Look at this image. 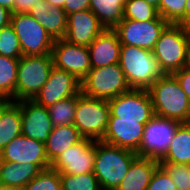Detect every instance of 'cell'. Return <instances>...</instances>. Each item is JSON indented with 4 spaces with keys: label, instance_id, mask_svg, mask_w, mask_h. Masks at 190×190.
<instances>
[{
    "label": "cell",
    "instance_id": "6da1fadb",
    "mask_svg": "<svg viewBox=\"0 0 190 190\" xmlns=\"http://www.w3.org/2000/svg\"><path fill=\"white\" fill-rule=\"evenodd\" d=\"M154 114L180 123H190V102L173 74H164L148 89Z\"/></svg>",
    "mask_w": 190,
    "mask_h": 190
},
{
    "label": "cell",
    "instance_id": "7a4b0ae2",
    "mask_svg": "<svg viewBox=\"0 0 190 190\" xmlns=\"http://www.w3.org/2000/svg\"><path fill=\"white\" fill-rule=\"evenodd\" d=\"M95 159L93 172L102 190H116L137 153L101 140L95 141Z\"/></svg>",
    "mask_w": 190,
    "mask_h": 190
},
{
    "label": "cell",
    "instance_id": "3957f363",
    "mask_svg": "<svg viewBox=\"0 0 190 190\" xmlns=\"http://www.w3.org/2000/svg\"><path fill=\"white\" fill-rule=\"evenodd\" d=\"M119 65L131 89H148L163 76L158 61L151 50L121 45Z\"/></svg>",
    "mask_w": 190,
    "mask_h": 190
},
{
    "label": "cell",
    "instance_id": "277c9868",
    "mask_svg": "<svg viewBox=\"0 0 190 190\" xmlns=\"http://www.w3.org/2000/svg\"><path fill=\"white\" fill-rule=\"evenodd\" d=\"M188 28L169 23L157 40L153 56L163 74H174L185 67Z\"/></svg>",
    "mask_w": 190,
    "mask_h": 190
},
{
    "label": "cell",
    "instance_id": "5b68a950",
    "mask_svg": "<svg viewBox=\"0 0 190 190\" xmlns=\"http://www.w3.org/2000/svg\"><path fill=\"white\" fill-rule=\"evenodd\" d=\"M53 56L36 55L19 59L14 101L33 99L48 80Z\"/></svg>",
    "mask_w": 190,
    "mask_h": 190
},
{
    "label": "cell",
    "instance_id": "8992f818",
    "mask_svg": "<svg viewBox=\"0 0 190 190\" xmlns=\"http://www.w3.org/2000/svg\"><path fill=\"white\" fill-rule=\"evenodd\" d=\"M109 116L108 100L91 98L82 93L77 95L73 125L84 138L94 141L102 140L108 126Z\"/></svg>",
    "mask_w": 190,
    "mask_h": 190
},
{
    "label": "cell",
    "instance_id": "52a82bcc",
    "mask_svg": "<svg viewBox=\"0 0 190 190\" xmlns=\"http://www.w3.org/2000/svg\"><path fill=\"white\" fill-rule=\"evenodd\" d=\"M130 90L119 63L91 68L81 80V93L91 98L110 100Z\"/></svg>",
    "mask_w": 190,
    "mask_h": 190
},
{
    "label": "cell",
    "instance_id": "ba28073f",
    "mask_svg": "<svg viewBox=\"0 0 190 190\" xmlns=\"http://www.w3.org/2000/svg\"><path fill=\"white\" fill-rule=\"evenodd\" d=\"M25 56L52 54L54 39L45 28L28 13H12L11 22Z\"/></svg>",
    "mask_w": 190,
    "mask_h": 190
},
{
    "label": "cell",
    "instance_id": "9c48e42d",
    "mask_svg": "<svg viewBox=\"0 0 190 190\" xmlns=\"http://www.w3.org/2000/svg\"><path fill=\"white\" fill-rule=\"evenodd\" d=\"M180 124L178 121L154 115L145 124L137 155L160 161L166 155Z\"/></svg>",
    "mask_w": 190,
    "mask_h": 190
},
{
    "label": "cell",
    "instance_id": "30bf717a",
    "mask_svg": "<svg viewBox=\"0 0 190 190\" xmlns=\"http://www.w3.org/2000/svg\"><path fill=\"white\" fill-rule=\"evenodd\" d=\"M110 113L118 120L138 121L146 124L155 114L151 96L146 89H131L108 100Z\"/></svg>",
    "mask_w": 190,
    "mask_h": 190
},
{
    "label": "cell",
    "instance_id": "8fae6325",
    "mask_svg": "<svg viewBox=\"0 0 190 190\" xmlns=\"http://www.w3.org/2000/svg\"><path fill=\"white\" fill-rule=\"evenodd\" d=\"M169 23L165 19L136 21L123 19L113 30L122 45L153 50L162 31Z\"/></svg>",
    "mask_w": 190,
    "mask_h": 190
},
{
    "label": "cell",
    "instance_id": "7c38bea8",
    "mask_svg": "<svg viewBox=\"0 0 190 190\" xmlns=\"http://www.w3.org/2000/svg\"><path fill=\"white\" fill-rule=\"evenodd\" d=\"M81 93V80L74 74L52 67L48 80L33 98L35 102L49 107L65 98Z\"/></svg>",
    "mask_w": 190,
    "mask_h": 190
},
{
    "label": "cell",
    "instance_id": "4fadbf2b",
    "mask_svg": "<svg viewBox=\"0 0 190 190\" xmlns=\"http://www.w3.org/2000/svg\"><path fill=\"white\" fill-rule=\"evenodd\" d=\"M95 152V141L84 138L65 150L50 167L59 174L80 175L93 172Z\"/></svg>",
    "mask_w": 190,
    "mask_h": 190
},
{
    "label": "cell",
    "instance_id": "5bb4252c",
    "mask_svg": "<svg viewBox=\"0 0 190 190\" xmlns=\"http://www.w3.org/2000/svg\"><path fill=\"white\" fill-rule=\"evenodd\" d=\"M53 64L56 68L74 74L82 80L91 69L88 47L56 39L52 48Z\"/></svg>",
    "mask_w": 190,
    "mask_h": 190
},
{
    "label": "cell",
    "instance_id": "9a60e30c",
    "mask_svg": "<svg viewBox=\"0 0 190 190\" xmlns=\"http://www.w3.org/2000/svg\"><path fill=\"white\" fill-rule=\"evenodd\" d=\"M0 161L13 163H31L37 165L41 170L50 168L45 143L31 139L24 135L14 138L1 152Z\"/></svg>",
    "mask_w": 190,
    "mask_h": 190
},
{
    "label": "cell",
    "instance_id": "2e32d148",
    "mask_svg": "<svg viewBox=\"0 0 190 190\" xmlns=\"http://www.w3.org/2000/svg\"><path fill=\"white\" fill-rule=\"evenodd\" d=\"M17 102L21 106L22 135L45 143L54 128L47 107L33 99Z\"/></svg>",
    "mask_w": 190,
    "mask_h": 190
},
{
    "label": "cell",
    "instance_id": "e0dca14e",
    "mask_svg": "<svg viewBox=\"0 0 190 190\" xmlns=\"http://www.w3.org/2000/svg\"><path fill=\"white\" fill-rule=\"evenodd\" d=\"M105 30L90 9L70 13L63 39L69 43L88 47Z\"/></svg>",
    "mask_w": 190,
    "mask_h": 190
},
{
    "label": "cell",
    "instance_id": "ac0fdd59",
    "mask_svg": "<svg viewBox=\"0 0 190 190\" xmlns=\"http://www.w3.org/2000/svg\"><path fill=\"white\" fill-rule=\"evenodd\" d=\"M145 124L138 121L118 120L111 113L101 141L137 152L143 139Z\"/></svg>",
    "mask_w": 190,
    "mask_h": 190
},
{
    "label": "cell",
    "instance_id": "d6986e66",
    "mask_svg": "<svg viewBox=\"0 0 190 190\" xmlns=\"http://www.w3.org/2000/svg\"><path fill=\"white\" fill-rule=\"evenodd\" d=\"M121 43L113 29H105L88 46L91 68L119 63Z\"/></svg>",
    "mask_w": 190,
    "mask_h": 190
},
{
    "label": "cell",
    "instance_id": "ffe728a7",
    "mask_svg": "<svg viewBox=\"0 0 190 190\" xmlns=\"http://www.w3.org/2000/svg\"><path fill=\"white\" fill-rule=\"evenodd\" d=\"M54 39H62L66 35L68 15L63 8L52 7L46 0L36 3L29 13Z\"/></svg>",
    "mask_w": 190,
    "mask_h": 190
},
{
    "label": "cell",
    "instance_id": "44dd1931",
    "mask_svg": "<svg viewBox=\"0 0 190 190\" xmlns=\"http://www.w3.org/2000/svg\"><path fill=\"white\" fill-rule=\"evenodd\" d=\"M159 165L158 160L137 156L116 190H146Z\"/></svg>",
    "mask_w": 190,
    "mask_h": 190
},
{
    "label": "cell",
    "instance_id": "7402d4cb",
    "mask_svg": "<svg viewBox=\"0 0 190 190\" xmlns=\"http://www.w3.org/2000/svg\"><path fill=\"white\" fill-rule=\"evenodd\" d=\"M83 139L74 125L55 126L45 142L48 161L52 164L65 150Z\"/></svg>",
    "mask_w": 190,
    "mask_h": 190
},
{
    "label": "cell",
    "instance_id": "603a6c76",
    "mask_svg": "<svg viewBox=\"0 0 190 190\" xmlns=\"http://www.w3.org/2000/svg\"><path fill=\"white\" fill-rule=\"evenodd\" d=\"M21 106L9 100L0 114V152L16 137L22 134Z\"/></svg>",
    "mask_w": 190,
    "mask_h": 190
},
{
    "label": "cell",
    "instance_id": "cb8c5ba5",
    "mask_svg": "<svg viewBox=\"0 0 190 190\" xmlns=\"http://www.w3.org/2000/svg\"><path fill=\"white\" fill-rule=\"evenodd\" d=\"M42 170L31 163L0 161V184L23 189Z\"/></svg>",
    "mask_w": 190,
    "mask_h": 190
},
{
    "label": "cell",
    "instance_id": "d4e9b609",
    "mask_svg": "<svg viewBox=\"0 0 190 190\" xmlns=\"http://www.w3.org/2000/svg\"><path fill=\"white\" fill-rule=\"evenodd\" d=\"M159 163L190 165V123L178 126L166 155Z\"/></svg>",
    "mask_w": 190,
    "mask_h": 190
},
{
    "label": "cell",
    "instance_id": "484cf974",
    "mask_svg": "<svg viewBox=\"0 0 190 190\" xmlns=\"http://www.w3.org/2000/svg\"><path fill=\"white\" fill-rule=\"evenodd\" d=\"M127 0H90L89 9L105 29H114L123 20Z\"/></svg>",
    "mask_w": 190,
    "mask_h": 190
},
{
    "label": "cell",
    "instance_id": "4316f807",
    "mask_svg": "<svg viewBox=\"0 0 190 190\" xmlns=\"http://www.w3.org/2000/svg\"><path fill=\"white\" fill-rule=\"evenodd\" d=\"M19 59L0 55V98L14 101Z\"/></svg>",
    "mask_w": 190,
    "mask_h": 190
},
{
    "label": "cell",
    "instance_id": "83f0119b",
    "mask_svg": "<svg viewBox=\"0 0 190 190\" xmlns=\"http://www.w3.org/2000/svg\"><path fill=\"white\" fill-rule=\"evenodd\" d=\"M77 95L65 98L47 107L52 124L55 126L73 125L76 112Z\"/></svg>",
    "mask_w": 190,
    "mask_h": 190
},
{
    "label": "cell",
    "instance_id": "f1b7e54d",
    "mask_svg": "<svg viewBox=\"0 0 190 190\" xmlns=\"http://www.w3.org/2000/svg\"><path fill=\"white\" fill-rule=\"evenodd\" d=\"M123 19L145 22L163 18L159 15L158 9L145 0H127L123 9Z\"/></svg>",
    "mask_w": 190,
    "mask_h": 190
},
{
    "label": "cell",
    "instance_id": "f546056e",
    "mask_svg": "<svg viewBox=\"0 0 190 190\" xmlns=\"http://www.w3.org/2000/svg\"><path fill=\"white\" fill-rule=\"evenodd\" d=\"M62 190H102L94 172L80 175L60 174Z\"/></svg>",
    "mask_w": 190,
    "mask_h": 190
},
{
    "label": "cell",
    "instance_id": "4dcf8cb0",
    "mask_svg": "<svg viewBox=\"0 0 190 190\" xmlns=\"http://www.w3.org/2000/svg\"><path fill=\"white\" fill-rule=\"evenodd\" d=\"M187 0H160L159 15L168 23L185 27V6Z\"/></svg>",
    "mask_w": 190,
    "mask_h": 190
},
{
    "label": "cell",
    "instance_id": "1f68e13d",
    "mask_svg": "<svg viewBox=\"0 0 190 190\" xmlns=\"http://www.w3.org/2000/svg\"><path fill=\"white\" fill-rule=\"evenodd\" d=\"M22 190H62L60 174L51 167L42 170Z\"/></svg>",
    "mask_w": 190,
    "mask_h": 190
},
{
    "label": "cell",
    "instance_id": "d6a6232c",
    "mask_svg": "<svg viewBox=\"0 0 190 190\" xmlns=\"http://www.w3.org/2000/svg\"><path fill=\"white\" fill-rule=\"evenodd\" d=\"M0 55L15 59L23 56L19 39L11 24L0 29Z\"/></svg>",
    "mask_w": 190,
    "mask_h": 190
},
{
    "label": "cell",
    "instance_id": "836d02e7",
    "mask_svg": "<svg viewBox=\"0 0 190 190\" xmlns=\"http://www.w3.org/2000/svg\"><path fill=\"white\" fill-rule=\"evenodd\" d=\"M171 177L178 190H190V165L160 163Z\"/></svg>",
    "mask_w": 190,
    "mask_h": 190
},
{
    "label": "cell",
    "instance_id": "e575fe53",
    "mask_svg": "<svg viewBox=\"0 0 190 190\" xmlns=\"http://www.w3.org/2000/svg\"><path fill=\"white\" fill-rule=\"evenodd\" d=\"M146 190H178L166 170L159 165Z\"/></svg>",
    "mask_w": 190,
    "mask_h": 190
},
{
    "label": "cell",
    "instance_id": "d590c367",
    "mask_svg": "<svg viewBox=\"0 0 190 190\" xmlns=\"http://www.w3.org/2000/svg\"><path fill=\"white\" fill-rule=\"evenodd\" d=\"M179 81L181 88L188 96L190 102V68L183 67L181 70L173 74Z\"/></svg>",
    "mask_w": 190,
    "mask_h": 190
},
{
    "label": "cell",
    "instance_id": "8d00e7d4",
    "mask_svg": "<svg viewBox=\"0 0 190 190\" xmlns=\"http://www.w3.org/2000/svg\"><path fill=\"white\" fill-rule=\"evenodd\" d=\"M90 0H65L64 10L67 15L89 9Z\"/></svg>",
    "mask_w": 190,
    "mask_h": 190
},
{
    "label": "cell",
    "instance_id": "74e56055",
    "mask_svg": "<svg viewBox=\"0 0 190 190\" xmlns=\"http://www.w3.org/2000/svg\"><path fill=\"white\" fill-rule=\"evenodd\" d=\"M40 0H15L14 13H29Z\"/></svg>",
    "mask_w": 190,
    "mask_h": 190
},
{
    "label": "cell",
    "instance_id": "f35d334b",
    "mask_svg": "<svg viewBox=\"0 0 190 190\" xmlns=\"http://www.w3.org/2000/svg\"><path fill=\"white\" fill-rule=\"evenodd\" d=\"M11 14L10 10L0 5V29L10 24Z\"/></svg>",
    "mask_w": 190,
    "mask_h": 190
},
{
    "label": "cell",
    "instance_id": "ab89813d",
    "mask_svg": "<svg viewBox=\"0 0 190 190\" xmlns=\"http://www.w3.org/2000/svg\"><path fill=\"white\" fill-rule=\"evenodd\" d=\"M185 67L190 68V29L189 28H188L187 43H186Z\"/></svg>",
    "mask_w": 190,
    "mask_h": 190
},
{
    "label": "cell",
    "instance_id": "60d3db41",
    "mask_svg": "<svg viewBox=\"0 0 190 190\" xmlns=\"http://www.w3.org/2000/svg\"><path fill=\"white\" fill-rule=\"evenodd\" d=\"M185 27L190 29V0L186 1L185 6Z\"/></svg>",
    "mask_w": 190,
    "mask_h": 190
},
{
    "label": "cell",
    "instance_id": "b9f144b4",
    "mask_svg": "<svg viewBox=\"0 0 190 190\" xmlns=\"http://www.w3.org/2000/svg\"><path fill=\"white\" fill-rule=\"evenodd\" d=\"M0 5L14 13L15 0H0Z\"/></svg>",
    "mask_w": 190,
    "mask_h": 190
},
{
    "label": "cell",
    "instance_id": "7bdbcfd3",
    "mask_svg": "<svg viewBox=\"0 0 190 190\" xmlns=\"http://www.w3.org/2000/svg\"><path fill=\"white\" fill-rule=\"evenodd\" d=\"M52 7L64 8L65 0H46Z\"/></svg>",
    "mask_w": 190,
    "mask_h": 190
},
{
    "label": "cell",
    "instance_id": "ee69618b",
    "mask_svg": "<svg viewBox=\"0 0 190 190\" xmlns=\"http://www.w3.org/2000/svg\"><path fill=\"white\" fill-rule=\"evenodd\" d=\"M0 190H22V189L14 186H7L0 184Z\"/></svg>",
    "mask_w": 190,
    "mask_h": 190
},
{
    "label": "cell",
    "instance_id": "f6af8a7d",
    "mask_svg": "<svg viewBox=\"0 0 190 190\" xmlns=\"http://www.w3.org/2000/svg\"><path fill=\"white\" fill-rule=\"evenodd\" d=\"M145 1L157 9L160 4V0H145Z\"/></svg>",
    "mask_w": 190,
    "mask_h": 190
},
{
    "label": "cell",
    "instance_id": "bcb514c9",
    "mask_svg": "<svg viewBox=\"0 0 190 190\" xmlns=\"http://www.w3.org/2000/svg\"><path fill=\"white\" fill-rule=\"evenodd\" d=\"M9 101L7 98H0V114L1 111L3 110V106Z\"/></svg>",
    "mask_w": 190,
    "mask_h": 190
}]
</instances>
